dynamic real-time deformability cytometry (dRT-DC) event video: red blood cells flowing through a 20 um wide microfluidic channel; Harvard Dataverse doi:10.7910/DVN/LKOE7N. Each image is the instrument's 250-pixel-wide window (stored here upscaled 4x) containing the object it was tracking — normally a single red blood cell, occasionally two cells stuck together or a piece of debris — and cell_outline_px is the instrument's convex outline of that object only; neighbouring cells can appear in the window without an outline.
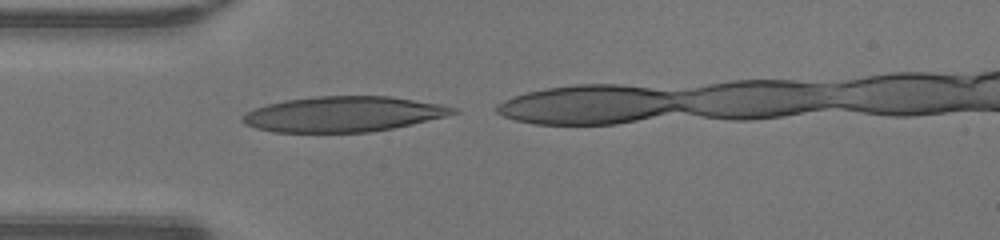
{"species": "human", "species_latin": "Homo sapiens", "temperature_condition": "warm", "stored_images_in_passage": 8, "camera_frame_rate_fps": 3000, "um_per_image_px": 0.085, "donor": {"sex": "male"}, "frame": {"image": 1, "passage_image": 1, "time_ms": 0.0, "image_size_px": [1000, 240], "cell_outline_px": [[460, 112], [412, 124], [392, 128], [368, 132], [272, 132], [256, 128], [244, 124], [240, 120], [240, 116], [256, 108], [268, 104], [284, 100], [316, 96], [388, 96], [440, 104], [456, 108]], "centroid_in_image_um": [29.14, 9.7], "position_along_channel_um": 55.9, "area_um2": 43.18}}
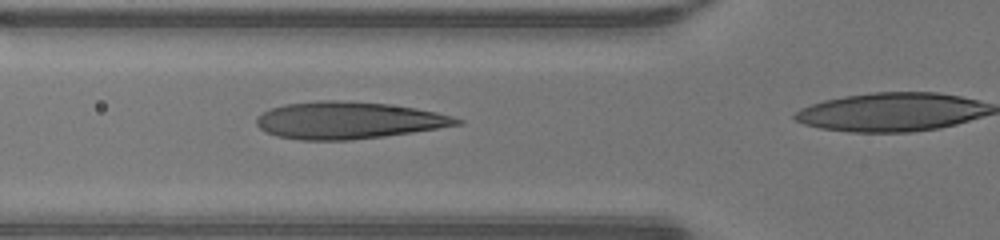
{"frame": {"image": 2, "passage_image": 4, "time_ms": 1.0, "image_size_px": [1000, 240], "cell_outline_px": [[464, 124], [412, 132], [384, 136], [348, 140], [300, 140], [276, 136], [264, 132], [256, 124], [256, 116], [272, 108], [284, 104], [316, 100], [336, 100], [388, 104], [416, 108], [436, 112], [452, 116], [464, 120]], "centroid_in_image_um": [29.59, 10.23], "position_along_channel_um": 96.2, "area_um2": 43.35}}
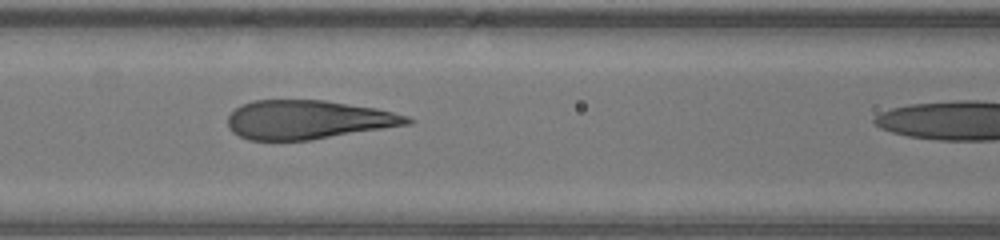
{"frame": {"image": 3, "passage_image": 7, "time_ms": 2.0, "image_size_px": [1000, 240], "cell_outline_px": [[416, 120], [412, 124], [308, 140], [248, 140], [232, 132], [228, 128], [228, 116], [240, 104], [252, 100], [324, 100], [376, 108], [408, 116]], "centroid_in_image_um": [26.18, 10.17], "position_along_channel_um": 140.4, "area_um2": 40.69}}